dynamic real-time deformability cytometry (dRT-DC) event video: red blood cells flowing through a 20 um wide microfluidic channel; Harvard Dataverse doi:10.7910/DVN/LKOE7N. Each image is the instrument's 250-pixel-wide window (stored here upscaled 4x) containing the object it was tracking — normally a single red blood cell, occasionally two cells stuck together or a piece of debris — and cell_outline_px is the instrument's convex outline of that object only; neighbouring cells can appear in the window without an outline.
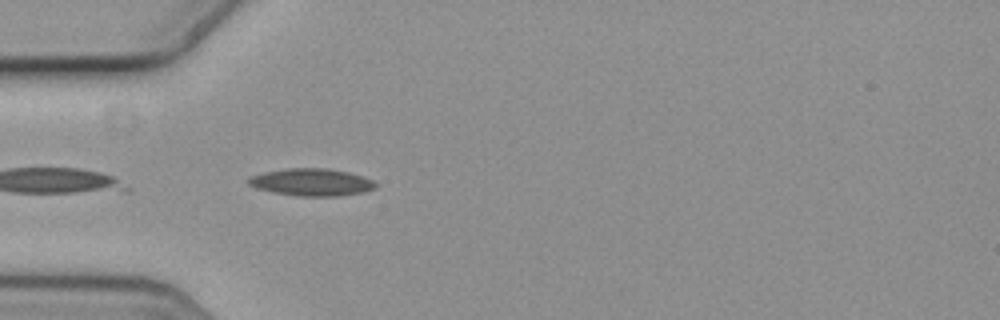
{"species": "common noctule bat (a hibernating species)", "species_latin": "Nyctalus noctula", "temperature_condition": "cold", "stored_images_in_passage": 9, "camera_frame_rate_fps": 3000, "um_per_image_px": 0.085, "animal": {"sex": "female", "body_mass_g": 19.3, "forearm_length_mm": 54.1}, "frame": {"image": 1, "passage_image": 2, "time_ms": 0.333, "image_size_px": [1000, 320], "cell_outline_px": [[376, 188], [364, 192], [340, 196], [300, 196], [272, 192], [256, 188], [248, 184], [248, 176], [264, 172], [284, 168], [328, 168], [348, 172], [372, 180], [376, 184]], "centroid_in_image_um": [26.45, 15.48], "position_along_channel_um": 58.5, "area_um2": 20.29}}
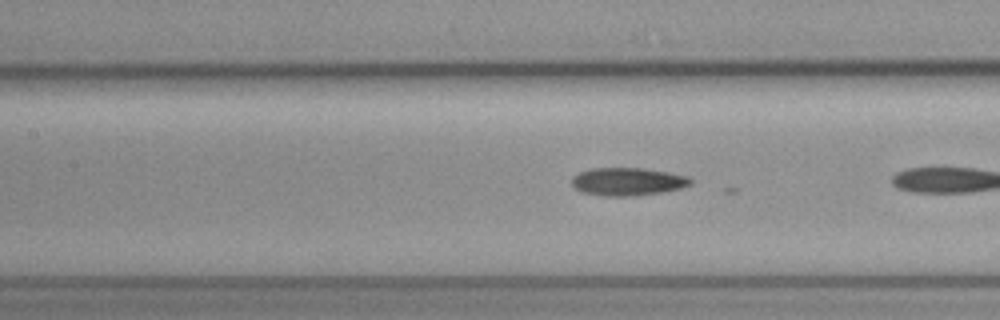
{"frame": {"image": 2, "passage_image": 8, "time_ms": 2.333, "image_size_px": [1000, 320], "cell_outline_px": [[692, 184], [680, 188], [660, 192], [632, 196], [604, 196], [580, 192], [572, 184], [572, 176], [580, 172], [592, 168], [644, 168], [668, 172], [688, 176], [692, 180]], "centroid_in_image_um": [53.34, 15.43], "position_along_channel_um": 154.1, "area_um2": 19.31}}